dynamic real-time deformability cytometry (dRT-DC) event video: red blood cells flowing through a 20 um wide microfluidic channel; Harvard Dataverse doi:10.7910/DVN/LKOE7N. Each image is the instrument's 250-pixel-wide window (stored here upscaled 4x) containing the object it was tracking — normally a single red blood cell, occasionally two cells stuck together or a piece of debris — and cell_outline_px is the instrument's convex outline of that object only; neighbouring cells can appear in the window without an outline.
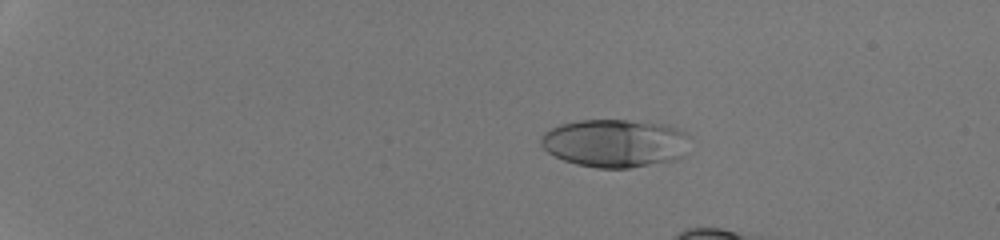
{"species": "human", "species_latin": "Homo sapiens", "temperature_condition": "room temperature", "stored_images_in_passage": 24, "camera_frame_rate_fps": 3000, "um_per_image_px": 0.085, "donor": {"sex": "male"}, "frame": {"image": 1, "passage_image": 13, "time_ms": 4.0, "image_size_px": [1000, 240], "cell_outline_px": [[692, 136], [684, 156], [676, 160], [628, 168], [596, 168], [576, 164], [564, 160], [548, 152], [540, 144], [540, 136], [544, 132], [560, 124], [580, 120], [628, 120], [668, 124]], "centroid_in_image_um": [52.32, 12.16], "position_along_channel_um": 32.7, "area_um2": 42.19}}